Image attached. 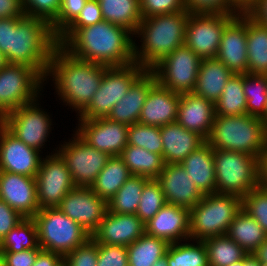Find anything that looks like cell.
Here are the masks:
<instances>
[{"label":"cell","mask_w":267,"mask_h":266,"mask_svg":"<svg viewBox=\"0 0 267 266\" xmlns=\"http://www.w3.org/2000/svg\"><path fill=\"white\" fill-rule=\"evenodd\" d=\"M131 34L125 27L103 20L77 29L61 47L84 61L108 67L127 66L134 63Z\"/></svg>","instance_id":"obj_1"},{"label":"cell","mask_w":267,"mask_h":266,"mask_svg":"<svg viewBox=\"0 0 267 266\" xmlns=\"http://www.w3.org/2000/svg\"><path fill=\"white\" fill-rule=\"evenodd\" d=\"M107 68L78 59L58 45L52 54L47 76L52 74L60 99L80 114L99 89Z\"/></svg>","instance_id":"obj_2"},{"label":"cell","mask_w":267,"mask_h":266,"mask_svg":"<svg viewBox=\"0 0 267 266\" xmlns=\"http://www.w3.org/2000/svg\"><path fill=\"white\" fill-rule=\"evenodd\" d=\"M58 38L46 21L30 17H10L9 52L7 63L34 68L44 79Z\"/></svg>","instance_id":"obj_3"},{"label":"cell","mask_w":267,"mask_h":266,"mask_svg":"<svg viewBox=\"0 0 267 266\" xmlns=\"http://www.w3.org/2000/svg\"><path fill=\"white\" fill-rule=\"evenodd\" d=\"M189 14L175 12L143 18L135 32V35L140 34L143 43L140 49L134 41V62L150 70L165 56L184 45Z\"/></svg>","instance_id":"obj_4"},{"label":"cell","mask_w":267,"mask_h":266,"mask_svg":"<svg viewBox=\"0 0 267 266\" xmlns=\"http://www.w3.org/2000/svg\"><path fill=\"white\" fill-rule=\"evenodd\" d=\"M206 142L213 149L230 150L260 157L267 143V127L261 118L245 115H215Z\"/></svg>","instance_id":"obj_5"},{"label":"cell","mask_w":267,"mask_h":266,"mask_svg":"<svg viewBox=\"0 0 267 266\" xmlns=\"http://www.w3.org/2000/svg\"><path fill=\"white\" fill-rule=\"evenodd\" d=\"M241 208L242 199L238 196L217 192L204 195L190 209V240L226 235Z\"/></svg>","instance_id":"obj_6"},{"label":"cell","mask_w":267,"mask_h":266,"mask_svg":"<svg viewBox=\"0 0 267 266\" xmlns=\"http://www.w3.org/2000/svg\"><path fill=\"white\" fill-rule=\"evenodd\" d=\"M216 192L241 199L259 187V158L246 153L214 149Z\"/></svg>","instance_id":"obj_7"},{"label":"cell","mask_w":267,"mask_h":266,"mask_svg":"<svg viewBox=\"0 0 267 266\" xmlns=\"http://www.w3.org/2000/svg\"><path fill=\"white\" fill-rule=\"evenodd\" d=\"M42 250L62 257L84 244L91 235L57 207L40 209L33 217Z\"/></svg>","instance_id":"obj_8"},{"label":"cell","mask_w":267,"mask_h":266,"mask_svg":"<svg viewBox=\"0 0 267 266\" xmlns=\"http://www.w3.org/2000/svg\"><path fill=\"white\" fill-rule=\"evenodd\" d=\"M44 81L34 68L6 63L0 69V120L15 109L37 100Z\"/></svg>","instance_id":"obj_9"},{"label":"cell","mask_w":267,"mask_h":266,"mask_svg":"<svg viewBox=\"0 0 267 266\" xmlns=\"http://www.w3.org/2000/svg\"><path fill=\"white\" fill-rule=\"evenodd\" d=\"M145 70L135 62L127 66L108 67L99 89L92 97L89 105L79 114L80 119L107 117L113 106L122 99L132 83Z\"/></svg>","instance_id":"obj_10"},{"label":"cell","mask_w":267,"mask_h":266,"mask_svg":"<svg viewBox=\"0 0 267 266\" xmlns=\"http://www.w3.org/2000/svg\"><path fill=\"white\" fill-rule=\"evenodd\" d=\"M201 60L193 50L182 45L150 70L164 88L179 94L191 93L196 86Z\"/></svg>","instance_id":"obj_11"},{"label":"cell","mask_w":267,"mask_h":266,"mask_svg":"<svg viewBox=\"0 0 267 266\" xmlns=\"http://www.w3.org/2000/svg\"><path fill=\"white\" fill-rule=\"evenodd\" d=\"M238 14H189L184 45L201 59L216 58L225 26Z\"/></svg>","instance_id":"obj_12"},{"label":"cell","mask_w":267,"mask_h":266,"mask_svg":"<svg viewBox=\"0 0 267 266\" xmlns=\"http://www.w3.org/2000/svg\"><path fill=\"white\" fill-rule=\"evenodd\" d=\"M57 150L65 161L75 186L90 187L111 157L88 145L77 134Z\"/></svg>","instance_id":"obj_13"},{"label":"cell","mask_w":267,"mask_h":266,"mask_svg":"<svg viewBox=\"0 0 267 266\" xmlns=\"http://www.w3.org/2000/svg\"><path fill=\"white\" fill-rule=\"evenodd\" d=\"M35 180L40 209L57 207L75 187L70 171L58 153L41 159Z\"/></svg>","instance_id":"obj_14"},{"label":"cell","mask_w":267,"mask_h":266,"mask_svg":"<svg viewBox=\"0 0 267 266\" xmlns=\"http://www.w3.org/2000/svg\"><path fill=\"white\" fill-rule=\"evenodd\" d=\"M36 101L8 113L0 122L24 144L41 151L52 124L48 114L40 110Z\"/></svg>","instance_id":"obj_15"},{"label":"cell","mask_w":267,"mask_h":266,"mask_svg":"<svg viewBox=\"0 0 267 266\" xmlns=\"http://www.w3.org/2000/svg\"><path fill=\"white\" fill-rule=\"evenodd\" d=\"M57 208L92 235L104 218L108 205L90 187L75 186Z\"/></svg>","instance_id":"obj_16"},{"label":"cell","mask_w":267,"mask_h":266,"mask_svg":"<svg viewBox=\"0 0 267 266\" xmlns=\"http://www.w3.org/2000/svg\"><path fill=\"white\" fill-rule=\"evenodd\" d=\"M76 134L91 147L110 156H120L128 145V125L112 121L107 117L79 119Z\"/></svg>","instance_id":"obj_17"},{"label":"cell","mask_w":267,"mask_h":266,"mask_svg":"<svg viewBox=\"0 0 267 266\" xmlns=\"http://www.w3.org/2000/svg\"><path fill=\"white\" fill-rule=\"evenodd\" d=\"M247 13H239L226 26L219 45L217 59L233 74H246Z\"/></svg>","instance_id":"obj_18"},{"label":"cell","mask_w":267,"mask_h":266,"mask_svg":"<svg viewBox=\"0 0 267 266\" xmlns=\"http://www.w3.org/2000/svg\"><path fill=\"white\" fill-rule=\"evenodd\" d=\"M39 152L24 144L0 122V171L35 178L41 163Z\"/></svg>","instance_id":"obj_19"},{"label":"cell","mask_w":267,"mask_h":266,"mask_svg":"<svg viewBox=\"0 0 267 266\" xmlns=\"http://www.w3.org/2000/svg\"><path fill=\"white\" fill-rule=\"evenodd\" d=\"M0 200L25 218H33L40 210L34 177L0 171Z\"/></svg>","instance_id":"obj_20"},{"label":"cell","mask_w":267,"mask_h":266,"mask_svg":"<svg viewBox=\"0 0 267 266\" xmlns=\"http://www.w3.org/2000/svg\"><path fill=\"white\" fill-rule=\"evenodd\" d=\"M145 233V223L136 214L107 210L91 238L98 244L129 246Z\"/></svg>","instance_id":"obj_21"},{"label":"cell","mask_w":267,"mask_h":266,"mask_svg":"<svg viewBox=\"0 0 267 266\" xmlns=\"http://www.w3.org/2000/svg\"><path fill=\"white\" fill-rule=\"evenodd\" d=\"M157 181L168 204L192 209L204 196L180 164H164Z\"/></svg>","instance_id":"obj_22"},{"label":"cell","mask_w":267,"mask_h":266,"mask_svg":"<svg viewBox=\"0 0 267 266\" xmlns=\"http://www.w3.org/2000/svg\"><path fill=\"white\" fill-rule=\"evenodd\" d=\"M145 233L169 244L190 238V209L166 203L145 223Z\"/></svg>","instance_id":"obj_23"},{"label":"cell","mask_w":267,"mask_h":266,"mask_svg":"<svg viewBox=\"0 0 267 266\" xmlns=\"http://www.w3.org/2000/svg\"><path fill=\"white\" fill-rule=\"evenodd\" d=\"M215 103L195 93L180 94L177 122L185 129L197 132L205 140L215 119Z\"/></svg>","instance_id":"obj_24"},{"label":"cell","mask_w":267,"mask_h":266,"mask_svg":"<svg viewBox=\"0 0 267 266\" xmlns=\"http://www.w3.org/2000/svg\"><path fill=\"white\" fill-rule=\"evenodd\" d=\"M180 94L156 83L146 97L138 123L161 127L177 121Z\"/></svg>","instance_id":"obj_25"},{"label":"cell","mask_w":267,"mask_h":266,"mask_svg":"<svg viewBox=\"0 0 267 266\" xmlns=\"http://www.w3.org/2000/svg\"><path fill=\"white\" fill-rule=\"evenodd\" d=\"M156 83L154 73L146 69L132 83L122 99L113 106L107 118L128 126L137 123L149 90Z\"/></svg>","instance_id":"obj_26"},{"label":"cell","mask_w":267,"mask_h":266,"mask_svg":"<svg viewBox=\"0 0 267 266\" xmlns=\"http://www.w3.org/2000/svg\"><path fill=\"white\" fill-rule=\"evenodd\" d=\"M160 134L165 164H180L206 141L197 132L185 129L177 121L161 126Z\"/></svg>","instance_id":"obj_27"},{"label":"cell","mask_w":267,"mask_h":266,"mask_svg":"<svg viewBox=\"0 0 267 266\" xmlns=\"http://www.w3.org/2000/svg\"><path fill=\"white\" fill-rule=\"evenodd\" d=\"M213 150L205 141L180 163L203 195L216 192Z\"/></svg>","instance_id":"obj_28"},{"label":"cell","mask_w":267,"mask_h":266,"mask_svg":"<svg viewBox=\"0 0 267 266\" xmlns=\"http://www.w3.org/2000/svg\"><path fill=\"white\" fill-rule=\"evenodd\" d=\"M232 75L217 58L202 59L193 93L215 103Z\"/></svg>","instance_id":"obj_29"},{"label":"cell","mask_w":267,"mask_h":266,"mask_svg":"<svg viewBox=\"0 0 267 266\" xmlns=\"http://www.w3.org/2000/svg\"><path fill=\"white\" fill-rule=\"evenodd\" d=\"M226 235L252 254L267 239V233L243 208L235 215Z\"/></svg>","instance_id":"obj_30"},{"label":"cell","mask_w":267,"mask_h":266,"mask_svg":"<svg viewBox=\"0 0 267 266\" xmlns=\"http://www.w3.org/2000/svg\"><path fill=\"white\" fill-rule=\"evenodd\" d=\"M247 59L249 74L267 75V26L247 13Z\"/></svg>","instance_id":"obj_31"},{"label":"cell","mask_w":267,"mask_h":266,"mask_svg":"<svg viewBox=\"0 0 267 266\" xmlns=\"http://www.w3.org/2000/svg\"><path fill=\"white\" fill-rule=\"evenodd\" d=\"M133 176L120 156H111L90 188L108 201Z\"/></svg>","instance_id":"obj_32"},{"label":"cell","mask_w":267,"mask_h":266,"mask_svg":"<svg viewBox=\"0 0 267 266\" xmlns=\"http://www.w3.org/2000/svg\"><path fill=\"white\" fill-rule=\"evenodd\" d=\"M104 21L123 26L135 34L142 16L139 0H98Z\"/></svg>","instance_id":"obj_33"},{"label":"cell","mask_w":267,"mask_h":266,"mask_svg":"<svg viewBox=\"0 0 267 266\" xmlns=\"http://www.w3.org/2000/svg\"><path fill=\"white\" fill-rule=\"evenodd\" d=\"M120 157L132 175L148 179H157L165 164L160 154L133 145H127Z\"/></svg>","instance_id":"obj_34"},{"label":"cell","mask_w":267,"mask_h":266,"mask_svg":"<svg viewBox=\"0 0 267 266\" xmlns=\"http://www.w3.org/2000/svg\"><path fill=\"white\" fill-rule=\"evenodd\" d=\"M169 243L144 233L129 246H126L129 266H153L163 258L167 252Z\"/></svg>","instance_id":"obj_35"},{"label":"cell","mask_w":267,"mask_h":266,"mask_svg":"<svg viewBox=\"0 0 267 266\" xmlns=\"http://www.w3.org/2000/svg\"><path fill=\"white\" fill-rule=\"evenodd\" d=\"M143 176H131L107 201L108 211L119 214H136L145 183Z\"/></svg>","instance_id":"obj_36"},{"label":"cell","mask_w":267,"mask_h":266,"mask_svg":"<svg viewBox=\"0 0 267 266\" xmlns=\"http://www.w3.org/2000/svg\"><path fill=\"white\" fill-rule=\"evenodd\" d=\"M215 114L234 116L247 114L246 98L243 91V74H233L215 102Z\"/></svg>","instance_id":"obj_37"},{"label":"cell","mask_w":267,"mask_h":266,"mask_svg":"<svg viewBox=\"0 0 267 266\" xmlns=\"http://www.w3.org/2000/svg\"><path fill=\"white\" fill-rule=\"evenodd\" d=\"M203 242L207 249L209 266H229L248 255L227 235L210 237Z\"/></svg>","instance_id":"obj_38"},{"label":"cell","mask_w":267,"mask_h":266,"mask_svg":"<svg viewBox=\"0 0 267 266\" xmlns=\"http://www.w3.org/2000/svg\"><path fill=\"white\" fill-rule=\"evenodd\" d=\"M247 114L263 119L267 110V75L243 74Z\"/></svg>","instance_id":"obj_39"},{"label":"cell","mask_w":267,"mask_h":266,"mask_svg":"<svg viewBox=\"0 0 267 266\" xmlns=\"http://www.w3.org/2000/svg\"><path fill=\"white\" fill-rule=\"evenodd\" d=\"M39 246L37 227L33 218L23 219L11 229L0 243V252H22Z\"/></svg>","instance_id":"obj_40"},{"label":"cell","mask_w":267,"mask_h":266,"mask_svg":"<svg viewBox=\"0 0 267 266\" xmlns=\"http://www.w3.org/2000/svg\"><path fill=\"white\" fill-rule=\"evenodd\" d=\"M196 242L197 245L179 242L169 244L166 252L168 266H209L204 242Z\"/></svg>","instance_id":"obj_41"},{"label":"cell","mask_w":267,"mask_h":266,"mask_svg":"<svg viewBox=\"0 0 267 266\" xmlns=\"http://www.w3.org/2000/svg\"><path fill=\"white\" fill-rule=\"evenodd\" d=\"M166 203L157 179H149L144 185L136 215L147 223Z\"/></svg>","instance_id":"obj_42"},{"label":"cell","mask_w":267,"mask_h":266,"mask_svg":"<svg viewBox=\"0 0 267 266\" xmlns=\"http://www.w3.org/2000/svg\"><path fill=\"white\" fill-rule=\"evenodd\" d=\"M128 145L144 148L162 156L163 144L160 127L134 123L128 128Z\"/></svg>","instance_id":"obj_43"},{"label":"cell","mask_w":267,"mask_h":266,"mask_svg":"<svg viewBox=\"0 0 267 266\" xmlns=\"http://www.w3.org/2000/svg\"><path fill=\"white\" fill-rule=\"evenodd\" d=\"M102 12L98 0H88L79 16L57 37L62 45L77 29L102 22Z\"/></svg>","instance_id":"obj_44"},{"label":"cell","mask_w":267,"mask_h":266,"mask_svg":"<svg viewBox=\"0 0 267 266\" xmlns=\"http://www.w3.org/2000/svg\"><path fill=\"white\" fill-rule=\"evenodd\" d=\"M242 208L267 233V190L257 187L242 198Z\"/></svg>","instance_id":"obj_45"},{"label":"cell","mask_w":267,"mask_h":266,"mask_svg":"<svg viewBox=\"0 0 267 266\" xmlns=\"http://www.w3.org/2000/svg\"><path fill=\"white\" fill-rule=\"evenodd\" d=\"M88 0H61L57 18L50 24L58 37L78 16Z\"/></svg>","instance_id":"obj_46"},{"label":"cell","mask_w":267,"mask_h":266,"mask_svg":"<svg viewBox=\"0 0 267 266\" xmlns=\"http://www.w3.org/2000/svg\"><path fill=\"white\" fill-rule=\"evenodd\" d=\"M185 5L192 14H239L233 0H185Z\"/></svg>","instance_id":"obj_47"},{"label":"cell","mask_w":267,"mask_h":266,"mask_svg":"<svg viewBox=\"0 0 267 266\" xmlns=\"http://www.w3.org/2000/svg\"><path fill=\"white\" fill-rule=\"evenodd\" d=\"M22 5L26 16L51 24L57 18L61 0H22Z\"/></svg>","instance_id":"obj_48"},{"label":"cell","mask_w":267,"mask_h":266,"mask_svg":"<svg viewBox=\"0 0 267 266\" xmlns=\"http://www.w3.org/2000/svg\"><path fill=\"white\" fill-rule=\"evenodd\" d=\"M142 18L175 13L188 12L185 0H139Z\"/></svg>","instance_id":"obj_49"},{"label":"cell","mask_w":267,"mask_h":266,"mask_svg":"<svg viewBox=\"0 0 267 266\" xmlns=\"http://www.w3.org/2000/svg\"><path fill=\"white\" fill-rule=\"evenodd\" d=\"M98 243L89 238L63 257L68 266H97Z\"/></svg>","instance_id":"obj_50"},{"label":"cell","mask_w":267,"mask_h":266,"mask_svg":"<svg viewBox=\"0 0 267 266\" xmlns=\"http://www.w3.org/2000/svg\"><path fill=\"white\" fill-rule=\"evenodd\" d=\"M97 266H129L126 246L98 244Z\"/></svg>","instance_id":"obj_51"},{"label":"cell","mask_w":267,"mask_h":266,"mask_svg":"<svg viewBox=\"0 0 267 266\" xmlns=\"http://www.w3.org/2000/svg\"><path fill=\"white\" fill-rule=\"evenodd\" d=\"M42 250L40 246L22 252H0L3 266H33L38 253Z\"/></svg>","instance_id":"obj_52"},{"label":"cell","mask_w":267,"mask_h":266,"mask_svg":"<svg viewBox=\"0 0 267 266\" xmlns=\"http://www.w3.org/2000/svg\"><path fill=\"white\" fill-rule=\"evenodd\" d=\"M25 217L0 200V243L7 233L16 227Z\"/></svg>","instance_id":"obj_53"},{"label":"cell","mask_w":267,"mask_h":266,"mask_svg":"<svg viewBox=\"0 0 267 266\" xmlns=\"http://www.w3.org/2000/svg\"><path fill=\"white\" fill-rule=\"evenodd\" d=\"M25 16L22 0H0V19Z\"/></svg>","instance_id":"obj_54"},{"label":"cell","mask_w":267,"mask_h":266,"mask_svg":"<svg viewBox=\"0 0 267 266\" xmlns=\"http://www.w3.org/2000/svg\"><path fill=\"white\" fill-rule=\"evenodd\" d=\"M62 260L63 257L58 253L41 250L33 266H57Z\"/></svg>","instance_id":"obj_55"},{"label":"cell","mask_w":267,"mask_h":266,"mask_svg":"<svg viewBox=\"0 0 267 266\" xmlns=\"http://www.w3.org/2000/svg\"><path fill=\"white\" fill-rule=\"evenodd\" d=\"M10 17L0 19V52L5 56L9 52Z\"/></svg>","instance_id":"obj_56"},{"label":"cell","mask_w":267,"mask_h":266,"mask_svg":"<svg viewBox=\"0 0 267 266\" xmlns=\"http://www.w3.org/2000/svg\"><path fill=\"white\" fill-rule=\"evenodd\" d=\"M248 14L263 26H267V0H260Z\"/></svg>","instance_id":"obj_57"},{"label":"cell","mask_w":267,"mask_h":266,"mask_svg":"<svg viewBox=\"0 0 267 266\" xmlns=\"http://www.w3.org/2000/svg\"><path fill=\"white\" fill-rule=\"evenodd\" d=\"M259 187L267 190V143L259 157Z\"/></svg>","instance_id":"obj_58"},{"label":"cell","mask_w":267,"mask_h":266,"mask_svg":"<svg viewBox=\"0 0 267 266\" xmlns=\"http://www.w3.org/2000/svg\"><path fill=\"white\" fill-rule=\"evenodd\" d=\"M260 0H233L238 13H248Z\"/></svg>","instance_id":"obj_59"},{"label":"cell","mask_w":267,"mask_h":266,"mask_svg":"<svg viewBox=\"0 0 267 266\" xmlns=\"http://www.w3.org/2000/svg\"><path fill=\"white\" fill-rule=\"evenodd\" d=\"M252 255L260 262L267 263V239L262 242Z\"/></svg>","instance_id":"obj_60"},{"label":"cell","mask_w":267,"mask_h":266,"mask_svg":"<svg viewBox=\"0 0 267 266\" xmlns=\"http://www.w3.org/2000/svg\"><path fill=\"white\" fill-rule=\"evenodd\" d=\"M242 266H260V262L252 254H248L242 259Z\"/></svg>","instance_id":"obj_61"},{"label":"cell","mask_w":267,"mask_h":266,"mask_svg":"<svg viewBox=\"0 0 267 266\" xmlns=\"http://www.w3.org/2000/svg\"><path fill=\"white\" fill-rule=\"evenodd\" d=\"M153 266H168L167 264V253L165 256L159 260H157Z\"/></svg>","instance_id":"obj_62"},{"label":"cell","mask_w":267,"mask_h":266,"mask_svg":"<svg viewBox=\"0 0 267 266\" xmlns=\"http://www.w3.org/2000/svg\"><path fill=\"white\" fill-rule=\"evenodd\" d=\"M7 63L5 56L0 52V69Z\"/></svg>","instance_id":"obj_63"},{"label":"cell","mask_w":267,"mask_h":266,"mask_svg":"<svg viewBox=\"0 0 267 266\" xmlns=\"http://www.w3.org/2000/svg\"><path fill=\"white\" fill-rule=\"evenodd\" d=\"M229 266H242V260L238 261V262H235V263H232L231 265Z\"/></svg>","instance_id":"obj_64"},{"label":"cell","mask_w":267,"mask_h":266,"mask_svg":"<svg viewBox=\"0 0 267 266\" xmlns=\"http://www.w3.org/2000/svg\"><path fill=\"white\" fill-rule=\"evenodd\" d=\"M57 266H68L64 260H62Z\"/></svg>","instance_id":"obj_65"},{"label":"cell","mask_w":267,"mask_h":266,"mask_svg":"<svg viewBox=\"0 0 267 266\" xmlns=\"http://www.w3.org/2000/svg\"><path fill=\"white\" fill-rule=\"evenodd\" d=\"M263 120H264L265 125H266V127H267V110H266V115H265V117L263 118Z\"/></svg>","instance_id":"obj_66"},{"label":"cell","mask_w":267,"mask_h":266,"mask_svg":"<svg viewBox=\"0 0 267 266\" xmlns=\"http://www.w3.org/2000/svg\"><path fill=\"white\" fill-rule=\"evenodd\" d=\"M260 266H267V263H260Z\"/></svg>","instance_id":"obj_67"},{"label":"cell","mask_w":267,"mask_h":266,"mask_svg":"<svg viewBox=\"0 0 267 266\" xmlns=\"http://www.w3.org/2000/svg\"><path fill=\"white\" fill-rule=\"evenodd\" d=\"M0 266H3V263H2V259H1V257H0Z\"/></svg>","instance_id":"obj_68"}]
</instances>
